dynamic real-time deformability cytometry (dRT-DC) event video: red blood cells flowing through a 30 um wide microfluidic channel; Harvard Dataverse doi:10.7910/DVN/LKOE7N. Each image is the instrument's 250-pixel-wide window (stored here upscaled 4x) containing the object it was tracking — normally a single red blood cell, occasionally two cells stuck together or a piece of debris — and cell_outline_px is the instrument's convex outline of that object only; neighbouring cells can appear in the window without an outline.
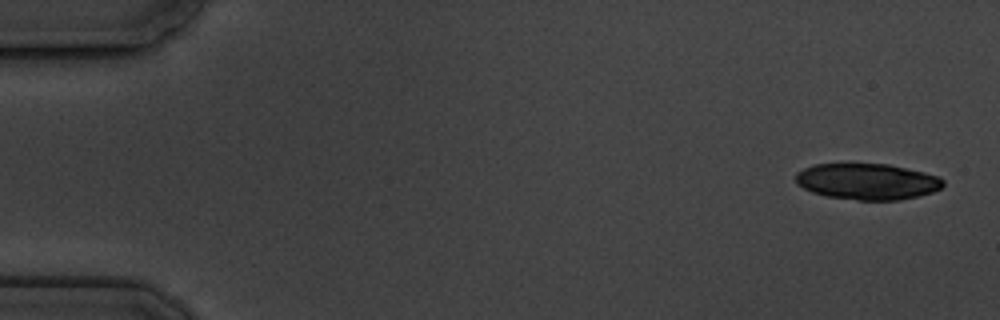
{"species": "common noctule bat (a hibernating species)", "species_latin": "Nyctalus noctula", "temperature_condition": "cold", "stored_images_in_passage": 15, "camera_frame_rate_fps": 3000, "um_per_image_px": 0.085, "animal": {"sex": "male", "body_mass_g": 19.5, "forearm_length_mm": 54.6}, "frame": {"image": 1, "passage_image": 1, "time_ms": 0.0, "image_size_px": [1000, 320], "cell_outline_px": [[944, 184], [940, 188], [932, 192], [900, 200], [860, 200], [828, 196], [812, 192], [804, 188], [796, 180], [796, 172], [804, 168], [816, 164], [888, 164], [924, 172], [940, 176], [944, 180]], "centroid_in_image_um": [73.75, 15.42], "position_along_channel_um": 11.3, "area_um2": 30.81}, "authors_computed_cell_mechanics": {"area_um2": 17.918, "velocity_mm_per_s": 3.5088, "shape_relaxation_time_tau1_ms": 1.4552, "shape_relaxation_time_tau2_ms": null, "deformation_change_tau1": 0.059, "deformation_change_tau2": null}}